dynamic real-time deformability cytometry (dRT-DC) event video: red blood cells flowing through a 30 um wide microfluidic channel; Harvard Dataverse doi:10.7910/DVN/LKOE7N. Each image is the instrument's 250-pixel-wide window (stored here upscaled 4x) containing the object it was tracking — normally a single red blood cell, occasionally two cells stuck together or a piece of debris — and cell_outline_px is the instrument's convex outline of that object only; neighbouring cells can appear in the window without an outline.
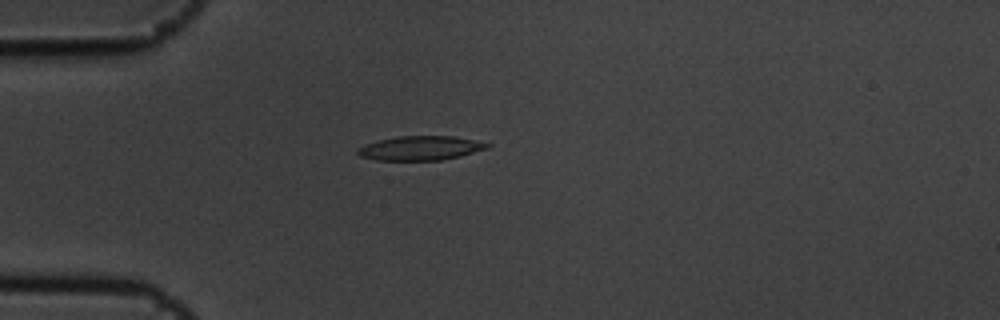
{"species": "common noctule bat (a hibernating species)", "species_latin": "Nyctalus noctula", "temperature_condition": "cold", "stored_images_in_passage": 7, "camera_frame_rate_fps": 3000, "um_per_image_px": 0.085, "animal": {"sex": "male", "body_mass_g": 19.5, "forearm_length_mm": 54.6}, "frame": {"image": 1, "passage_image": 4, "time_ms": 1.0, "image_size_px": [1000, 320], "cell_outline_px": [[492, 144], [488, 148], [460, 156], [440, 160], [376, 160], [360, 156], [356, 152], [356, 148], [364, 144], [396, 136], [452, 136]], "centroid_in_image_um": [35.69, 12.59], "position_along_channel_um": 49.3, "area_um2": 18.21}}
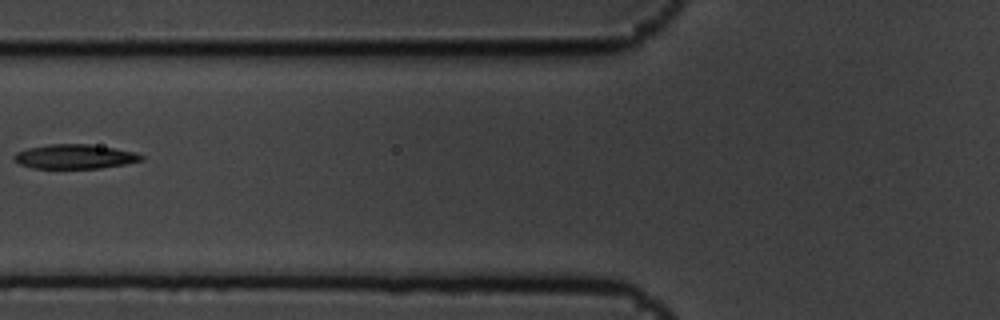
{"frame": {"image": 2, "passage_image": 6, "time_ms": 1.667, "image_size_px": [1000, 320], "cell_outline_px": [[144, 160], [124, 164], [100, 168], [32, 168], [20, 164], [12, 156], [16, 152], [28, 148], [48, 144], [88, 144], [116, 148], [136, 152], [144, 156]], "centroid_in_image_um": [6.38, 13.3], "position_along_channel_um": 119.4, "area_um2": 18.09}}
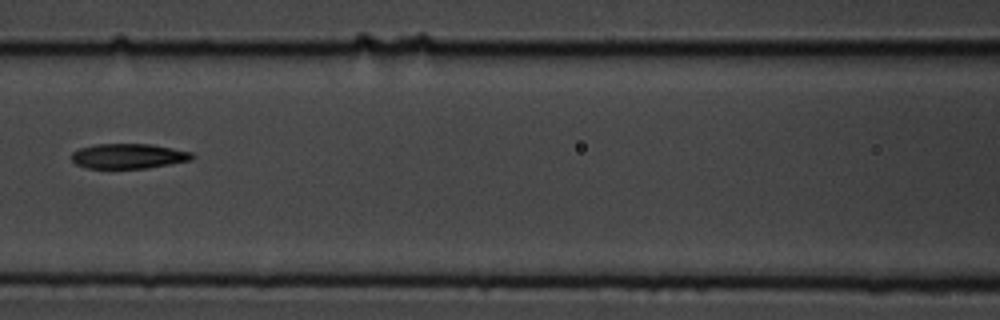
{"frame": {"image": 3, "passage_image": 7, "time_ms": 2.0, "image_size_px": [1000, 320], "cell_outline_px": [[196, 156], [192, 160], [148, 168], [88, 168], [76, 164], [72, 160], [72, 152], [80, 148], [96, 144], [152, 144], [192, 152]], "centroid_in_image_um": [10.95, 13.27], "position_along_channel_um": 155.6, "area_um2": 17.57}}